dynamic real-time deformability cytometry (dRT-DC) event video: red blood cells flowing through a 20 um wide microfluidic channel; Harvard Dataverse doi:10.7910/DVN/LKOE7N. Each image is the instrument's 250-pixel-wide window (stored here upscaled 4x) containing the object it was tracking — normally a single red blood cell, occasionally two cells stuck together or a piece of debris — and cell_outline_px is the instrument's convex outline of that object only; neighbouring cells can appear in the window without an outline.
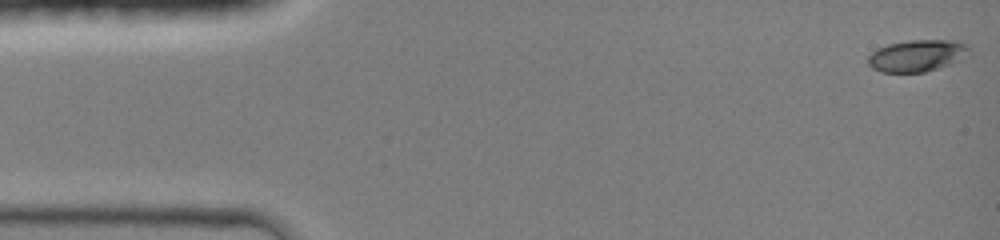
{"species": "common noctule bat (a hibernating species)", "species_latin": "Nyctalus noctula", "temperature_condition": "room temperature", "stored_images_in_passage": 13, "camera_frame_rate_fps": 3000, "um_per_image_px": 0.085, "animal": {"sex": "female", "body_mass_g": 19.0, "forearm_length_mm": 51.5}, "frame": {"image": 1, "passage_image": 1, "time_ms": 0.0, "image_size_px": [1000, 240], "cell_outline_px": [[972, 52], [960, 60], [952, 64], [924, 72], [880, 72], [872, 68], [868, 64], [868, 56], [876, 48], [888, 44], [912, 40], [956, 40], [968, 44]], "centroid_in_image_um": [77.99, 4.72], "position_along_channel_um": 7.0, "area_um2": 19.02}}
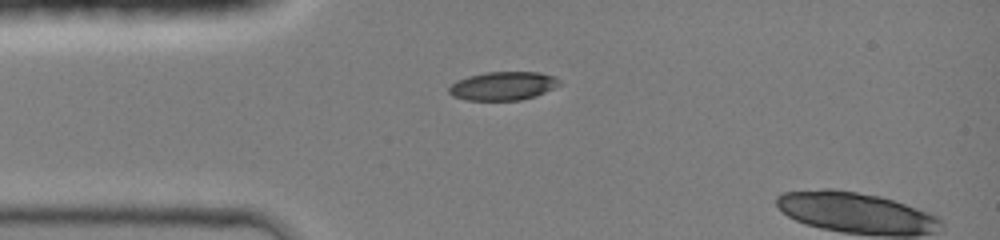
{"frame": {"image": 2, "passage_image": 11, "time_ms": 3.333, "image_size_px": [1000, 240], "cell_outline_px": [[560, 84], [536, 96], [520, 100], [464, 100], [452, 96], [448, 92], [448, 88], [456, 80], [468, 76], [484, 72], [540, 72], [556, 76], [560, 80]], "centroid_in_image_um": [42.73, 7.3], "position_along_channel_um": 42.3, "area_um2": 18.5}}